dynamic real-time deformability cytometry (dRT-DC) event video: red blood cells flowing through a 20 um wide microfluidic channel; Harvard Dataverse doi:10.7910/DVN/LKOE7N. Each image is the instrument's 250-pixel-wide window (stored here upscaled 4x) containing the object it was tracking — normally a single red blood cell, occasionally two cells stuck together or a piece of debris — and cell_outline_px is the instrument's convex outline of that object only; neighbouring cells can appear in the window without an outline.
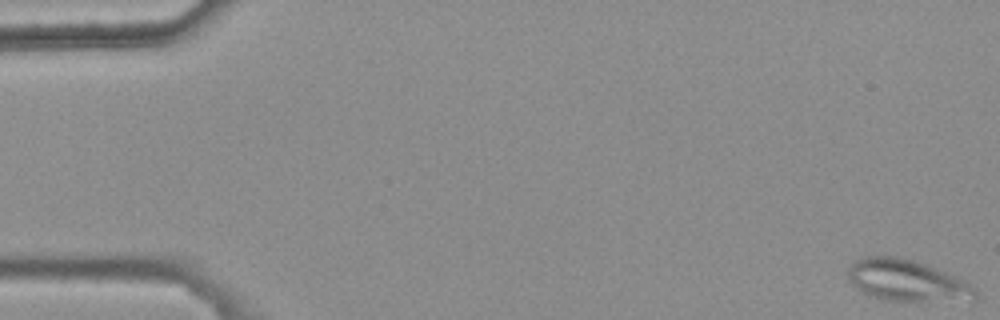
{"species": "common noctule bat (a hibernating species)", "species_latin": "Nyctalus noctula", "temperature_condition": "warm", "stored_images_in_passage": 5, "camera_frame_rate_fps": 3000, "um_per_image_px": 0.085, "animal": {"sex": "female", "body_mass_g": 25.1}, "frame": {"image": 1, "passage_image": 1, "time_ms": 0.0, "image_size_px": [1000, 320], "cell_outline_px": [[976, 300], [888, 300], [872, 296], [856, 288], [848, 280], [848, 268], [860, 256], [900, 256], [916, 260], [948, 272], [964, 280], [976, 288]], "centroid_in_image_um": [77.09, 23.81], "position_along_channel_um": 7.9, "area_um2": 30.81}}